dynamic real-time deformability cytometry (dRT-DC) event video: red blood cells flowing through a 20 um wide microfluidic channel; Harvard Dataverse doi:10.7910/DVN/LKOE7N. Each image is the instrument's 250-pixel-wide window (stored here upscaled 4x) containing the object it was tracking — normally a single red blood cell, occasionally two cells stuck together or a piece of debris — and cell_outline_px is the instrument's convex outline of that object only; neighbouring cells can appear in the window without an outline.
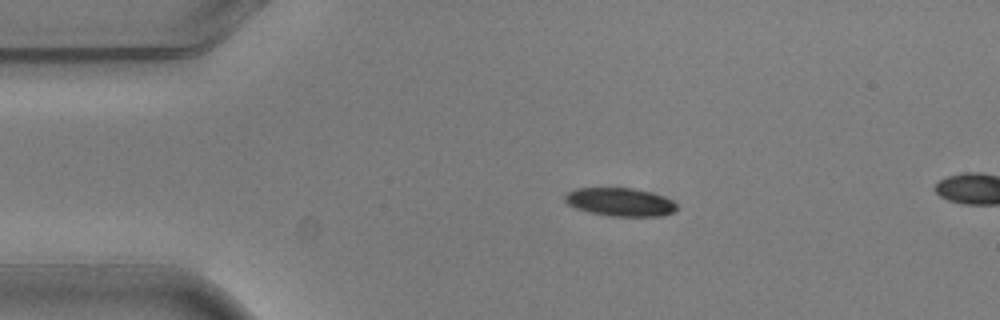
{"species": "common noctule bat (a hibernating species)", "species_latin": "Nyctalus noctula", "temperature_condition": "warm", "stored_images_in_passage": 2, "camera_frame_rate_fps": 3000, "um_per_image_px": 0.085, "animal": {"sex": "male", "body_mass_g": 20.5, "forearm_length_mm": 52.5}, "frame": {"image": 1, "passage_image": 1, "time_ms": 0.0, "image_size_px": [1000, 320], "cell_outline_px": [[676, 212], [664, 216], [608, 216], [588, 212], [576, 208], [568, 204], [564, 200], [564, 196], [568, 192], [576, 188], [632, 188], [652, 192], [664, 196], [672, 200], [676, 204]], "centroid_in_image_um": [52.73, 17.18], "position_along_channel_um": 32.3, "area_um2": 18.61}}